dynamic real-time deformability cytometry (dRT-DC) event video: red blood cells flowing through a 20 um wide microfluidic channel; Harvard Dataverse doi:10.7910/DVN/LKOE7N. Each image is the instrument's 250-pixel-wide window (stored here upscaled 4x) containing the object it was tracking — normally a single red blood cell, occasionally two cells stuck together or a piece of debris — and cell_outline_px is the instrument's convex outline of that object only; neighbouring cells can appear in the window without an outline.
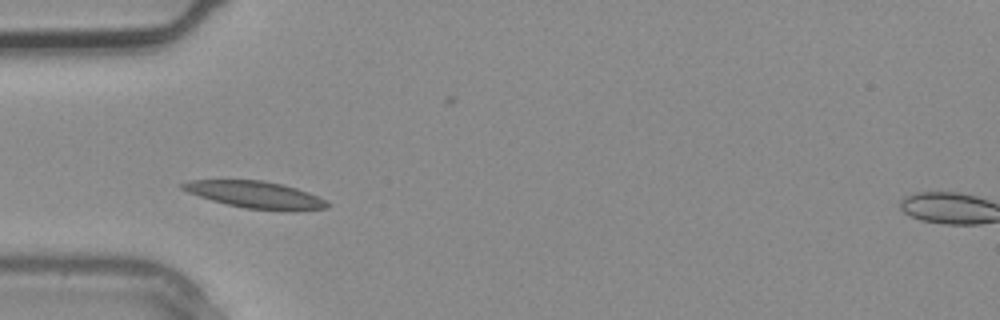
{"species": "common noctule bat (a hibernating species)", "species_latin": "Nyctalus noctula", "temperature_condition": "warm", "stored_images_in_passage": 2, "camera_frame_rate_fps": 3000, "um_per_image_px": 0.085, "animal": {"sex": "male", "body_mass_g": 20.4}, "frame": {"image": 1, "passage_image": 2, "time_ms": 0.333, "image_size_px": [1000, 320], "cell_outline_px": [[332, 204], [328, 208], [244, 208], [212, 200], [188, 192], [180, 188], [180, 184], [192, 180], [260, 180], [280, 184], [296, 188], [308, 192]], "centroid_in_image_um": [21.61, 16.5], "position_along_channel_um": 63.4, "area_um2": 21.5}}